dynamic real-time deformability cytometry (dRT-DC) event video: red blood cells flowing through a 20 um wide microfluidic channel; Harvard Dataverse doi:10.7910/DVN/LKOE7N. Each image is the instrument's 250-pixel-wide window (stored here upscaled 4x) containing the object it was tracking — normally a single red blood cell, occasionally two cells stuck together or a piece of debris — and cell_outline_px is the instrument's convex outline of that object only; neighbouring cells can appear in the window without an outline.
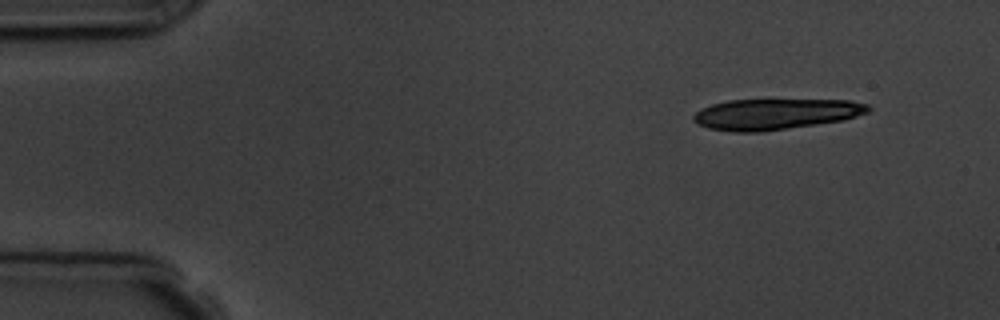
{"species": "common noctule bat (a hibernating species)", "species_latin": "Nyctalus noctula", "temperature_condition": "room temperature", "stored_images_in_passage": 5, "camera_frame_rate_fps": 3000, "um_per_image_px": 0.085, "animal": {"sex": "male", "body_mass_g": 19.5, "forearm_length_mm": 54.6}, "frame": {"image": 1, "passage_image": 1, "time_ms": 0.0, "image_size_px": [1000, 320], "cell_outline_px": [[872, 108], [868, 112], [844, 120], [760, 132], [732, 132], [708, 128], [696, 124], [692, 120], [692, 116], [700, 108], [712, 104], [728, 100], [852, 100], [868, 104]], "centroid_in_image_um": [65.89, 9.7], "position_along_channel_um": 19.1, "area_um2": 31.56}}